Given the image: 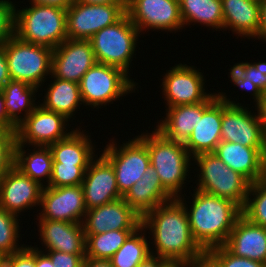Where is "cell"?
<instances>
[{
	"label": "cell",
	"instance_id": "21",
	"mask_svg": "<svg viewBox=\"0 0 266 267\" xmlns=\"http://www.w3.org/2000/svg\"><path fill=\"white\" fill-rule=\"evenodd\" d=\"M38 221V222H37ZM40 251H59L69 254H85V234L81 223L37 219ZM45 248V249H44Z\"/></svg>",
	"mask_w": 266,
	"mask_h": 267
},
{
	"label": "cell",
	"instance_id": "15",
	"mask_svg": "<svg viewBox=\"0 0 266 267\" xmlns=\"http://www.w3.org/2000/svg\"><path fill=\"white\" fill-rule=\"evenodd\" d=\"M38 208L35 219L82 224L87 211L82 186L43 187Z\"/></svg>",
	"mask_w": 266,
	"mask_h": 267
},
{
	"label": "cell",
	"instance_id": "51",
	"mask_svg": "<svg viewBox=\"0 0 266 267\" xmlns=\"http://www.w3.org/2000/svg\"><path fill=\"white\" fill-rule=\"evenodd\" d=\"M75 2L90 5L126 4V0H75Z\"/></svg>",
	"mask_w": 266,
	"mask_h": 267
},
{
	"label": "cell",
	"instance_id": "52",
	"mask_svg": "<svg viewBox=\"0 0 266 267\" xmlns=\"http://www.w3.org/2000/svg\"><path fill=\"white\" fill-rule=\"evenodd\" d=\"M263 179L266 180V144H265V151L263 156Z\"/></svg>",
	"mask_w": 266,
	"mask_h": 267
},
{
	"label": "cell",
	"instance_id": "50",
	"mask_svg": "<svg viewBox=\"0 0 266 267\" xmlns=\"http://www.w3.org/2000/svg\"><path fill=\"white\" fill-rule=\"evenodd\" d=\"M169 262L158 256L150 255L138 267H165Z\"/></svg>",
	"mask_w": 266,
	"mask_h": 267
},
{
	"label": "cell",
	"instance_id": "9",
	"mask_svg": "<svg viewBox=\"0 0 266 267\" xmlns=\"http://www.w3.org/2000/svg\"><path fill=\"white\" fill-rule=\"evenodd\" d=\"M116 140L114 137L110 139L99 152L113 166L119 192L124 196L149 167L150 155L147 145L137 135L121 145Z\"/></svg>",
	"mask_w": 266,
	"mask_h": 267
},
{
	"label": "cell",
	"instance_id": "54",
	"mask_svg": "<svg viewBox=\"0 0 266 267\" xmlns=\"http://www.w3.org/2000/svg\"><path fill=\"white\" fill-rule=\"evenodd\" d=\"M191 267H212L206 260L196 263L195 265Z\"/></svg>",
	"mask_w": 266,
	"mask_h": 267
},
{
	"label": "cell",
	"instance_id": "16",
	"mask_svg": "<svg viewBox=\"0 0 266 267\" xmlns=\"http://www.w3.org/2000/svg\"><path fill=\"white\" fill-rule=\"evenodd\" d=\"M222 93L213 92L204 102L198 103V122L184 143L192 157L214 152L221 142Z\"/></svg>",
	"mask_w": 266,
	"mask_h": 267
},
{
	"label": "cell",
	"instance_id": "13",
	"mask_svg": "<svg viewBox=\"0 0 266 267\" xmlns=\"http://www.w3.org/2000/svg\"><path fill=\"white\" fill-rule=\"evenodd\" d=\"M64 115L38 105L16 129L18 144L31 146H49L66 138L74 128Z\"/></svg>",
	"mask_w": 266,
	"mask_h": 267
},
{
	"label": "cell",
	"instance_id": "17",
	"mask_svg": "<svg viewBox=\"0 0 266 267\" xmlns=\"http://www.w3.org/2000/svg\"><path fill=\"white\" fill-rule=\"evenodd\" d=\"M96 63L90 40L67 38L53 49L51 75L79 84L84 74Z\"/></svg>",
	"mask_w": 266,
	"mask_h": 267
},
{
	"label": "cell",
	"instance_id": "33",
	"mask_svg": "<svg viewBox=\"0 0 266 267\" xmlns=\"http://www.w3.org/2000/svg\"><path fill=\"white\" fill-rule=\"evenodd\" d=\"M147 230L141 226L133 232L109 259L113 267H138L150 255V241Z\"/></svg>",
	"mask_w": 266,
	"mask_h": 267
},
{
	"label": "cell",
	"instance_id": "45",
	"mask_svg": "<svg viewBox=\"0 0 266 267\" xmlns=\"http://www.w3.org/2000/svg\"><path fill=\"white\" fill-rule=\"evenodd\" d=\"M11 80L7 59L4 51V44L0 45V91Z\"/></svg>",
	"mask_w": 266,
	"mask_h": 267
},
{
	"label": "cell",
	"instance_id": "19",
	"mask_svg": "<svg viewBox=\"0 0 266 267\" xmlns=\"http://www.w3.org/2000/svg\"><path fill=\"white\" fill-rule=\"evenodd\" d=\"M42 190L43 186L14 166L0 180V207L19 217L40 206Z\"/></svg>",
	"mask_w": 266,
	"mask_h": 267
},
{
	"label": "cell",
	"instance_id": "40",
	"mask_svg": "<svg viewBox=\"0 0 266 267\" xmlns=\"http://www.w3.org/2000/svg\"><path fill=\"white\" fill-rule=\"evenodd\" d=\"M15 3L12 0H0V45L14 35Z\"/></svg>",
	"mask_w": 266,
	"mask_h": 267
},
{
	"label": "cell",
	"instance_id": "5",
	"mask_svg": "<svg viewBox=\"0 0 266 267\" xmlns=\"http://www.w3.org/2000/svg\"><path fill=\"white\" fill-rule=\"evenodd\" d=\"M192 160L193 174L197 172L194 176V178L197 177L194 182L197 183V187L193 188L231 200L241 209L244 208L251 186V182L247 178L229 168L213 152L195 155ZM195 165L197 166L195 167Z\"/></svg>",
	"mask_w": 266,
	"mask_h": 267
},
{
	"label": "cell",
	"instance_id": "29",
	"mask_svg": "<svg viewBox=\"0 0 266 267\" xmlns=\"http://www.w3.org/2000/svg\"><path fill=\"white\" fill-rule=\"evenodd\" d=\"M164 114L154 128L169 140L185 143L198 122V103L167 107Z\"/></svg>",
	"mask_w": 266,
	"mask_h": 267
},
{
	"label": "cell",
	"instance_id": "7",
	"mask_svg": "<svg viewBox=\"0 0 266 267\" xmlns=\"http://www.w3.org/2000/svg\"><path fill=\"white\" fill-rule=\"evenodd\" d=\"M135 79L121 68L96 63L82 77L79 86L85 109H101L139 91ZM137 86V87H136ZM121 97V98H120ZM108 104V105H107ZM102 106V107H101Z\"/></svg>",
	"mask_w": 266,
	"mask_h": 267
},
{
	"label": "cell",
	"instance_id": "44",
	"mask_svg": "<svg viewBox=\"0 0 266 267\" xmlns=\"http://www.w3.org/2000/svg\"><path fill=\"white\" fill-rule=\"evenodd\" d=\"M260 21L257 35L253 38L266 44V0H259Z\"/></svg>",
	"mask_w": 266,
	"mask_h": 267
},
{
	"label": "cell",
	"instance_id": "28",
	"mask_svg": "<svg viewBox=\"0 0 266 267\" xmlns=\"http://www.w3.org/2000/svg\"><path fill=\"white\" fill-rule=\"evenodd\" d=\"M31 149L16 142L14 166L41 186L47 187L52 176L51 150L49 146H32Z\"/></svg>",
	"mask_w": 266,
	"mask_h": 267
},
{
	"label": "cell",
	"instance_id": "4",
	"mask_svg": "<svg viewBox=\"0 0 266 267\" xmlns=\"http://www.w3.org/2000/svg\"><path fill=\"white\" fill-rule=\"evenodd\" d=\"M18 4L14 7V35L19 39L52 49L67 39V10L32 4L21 7Z\"/></svg>",
	"mask_w": 266,
	"mask_h": 267
},
{
	"label": "cell",
	"instance_id": "34",
	"mask_svg": "<svg viewBox=\"0 0 266 267\" xmlns=\"http://www.w3.org/2000/svg\"><path fill=\"white\" fill-rule=\"evenodd\" d=\"M136 230H110L102 234H85L86 257L110 259Z\"/></svg>",
	"mask_w": 266,
	"mask_h": 267
},
{
	"label": "cell",
	"instance_id": "31",
	"mask_svg": "<svg viewBox=\"0 0 266 267\" xmlns=\"http://www.w3.org/2000/svg\"><path fill=\"white\" fill-rule=\"evenodd\" d=\"M179 4L184 28L198 24L196 26L212 28L213 32L223 30L221 0H179Z\"/></svg>",
	"mask_w": 266,
	"mask_h": 267
},
{
	"label": "cell",
	"instance_id": "27",
	"mask_svg": "<svg viewBox=\"0 0 266 267\" xmlns=\"http://www.w3.org/2000/svg\"><path fill=\"white\" fill-rule=\"evenodd\" d=\"M81 127L82 126H77L66 138L49 145L53 162L64 164H90L98 155V149L91 138V133L89 135V131ZM96 151L97 154H95Z\"/></svg>",
	"mask_w": 266,
	"mask_h": 267
},
{
	"label": "cell",
	"instance_id": "8",
	"mask_svg": "<svg viewBox=\"0 0 266 267\" xmlns=\"http://www.w3.org/2000/svg\"><path fill=\"white\" fill-rule=\"evenodd\" d=\"M4 51L11 80L24 81L43 92L44 83L51 76L53 49L13 35L4 43Z\"/></svg>",
	"mask_w": 266,
	"mask_h": 267
},
{
	"label": "cell",
	"instance_id": "47",
	"mask_svg": "<svg viewBox=\"0 0 266 267\" xmlns=\"http://www.w3.org/2000/svg\"><path fill=\"white\" fill-rule=\"evenodd\" d=\"M27 2L32 5L52 6L67 10L75 3V0H28Z\"/></svg>",
	"mask_w": 266,
	"mask_h": 267
},
{
	"label": "cell",
	"instance_id": "6",
	"mask_svg": "<svg viewBox=\"0 0 266 267\" xmlns=\"http://www.w3.org/2000/svg\"><path fill=\"white\" fill-rule=\"evenodd\" d=\"M140 31L125 13L116 23L109 25L90 39L97 63L121 68L131 75L133 58L141 37ZM130 68V69H129Z\"/></svg>",
	"mask_w": 266,
	"mask_h": 267
},
{
	"label": "cell",
	"instance_id": "26",
	"mask_svg": "<svg viewBox=\"0 0 266 267\" xmlns=\"http://www.w3.org/2000/svg\"><path fill=\"white\" fill-rule=\"evenodd\" d=\"M50 78V84L45 83L47 87L43 89L45 93H41L42 95L44 94V97H41L43 102L41 101L39 104L47 110L64 115L73 122L76 118V112L80 111V106L83 105L84 107L79 84L73 81L54 78L52 75Z\"/></svg>",
	"mask_w": 266,
	"mask_h": 267
},
{
	"label": "cell",
	"instance_id": "14",
	"mask_svg": "<svg viewBox=\"0 0 266 267\" xmlns=\"http://www.w3.org/2000/svg\"><path fill=\"white\" fill-rule=\"evenodd\" d=\"M126 13V4L74 3L67 9V38L90 40L101 29L116 23Z\"/></svg>",
	"mask_w": 266,
	"mask_h": 267
},
{
	"label": "cell",
	"instance_id": "41",
	"mask_svg": "<svg viewBox=\"0 0 266 267\" xmlns=\"http://www.w3.org/2000/svg\"><path fill=\"white\" fill-rule=\"evenodd\" d=\"M5 267H35V247L27 244L21 250L7 255Z\"/></svg>",
	"mask_w": 266,
	"mask_h": 267
},
{
	"label": "cell",
	"instance_id": "36",
	"mask_svg": "<svg viewBox=\"0 0 266 267\" xmlns=\"http://www.w3.org/2000/svg\"><path fill=\"white\" fill-rule=\"evenodd\" d=\"M242 215L251 223L266 227V180L251 183Z\"/></svg>",
	"mask_w": 266,
	"mask_h": 267
},
{
	"label": "cell",
	"instance_id": "49",
	"mask_svg": "<svg viewBox=\"0 0 266 267\" xmlns=\"http://www.w3.org/2000/svg\"><path fill=\"white\" fill-rule=\"evenodd\" d=\"M82 267H113L109 259H95L86 257L83 260Z\"/></svg>",
	"mask_w": 266,
	"mask_h": 267
},
{
	"label": "cell",
	"instance_id": "11",
	"mask_svg": "<svg viewBox=\"0 0 266 267\" xmlns=\"http://www.w3.org/2000/svg\"><path fill=\"white\" fill-rule=\"evenodd\" d=\"M222 93L221 141L239 143L248 147H265L258 112L246 103L230 99ZM230 97V98H229ZM249 107V108H248ZM257 113V114H256Z\"/></svg>",
	"mask_w": 266,
	"mask_h": 267
},
{
	"label": "cell",
	"instance_id": "30",
	"mask_svg": "<svg viewBox=\"0 0 266 267\" xmlns=\"http://www.w3.org/2000/svg\"><path fill=\"white\" fill-rule=\"evenodd\" d=\"M38 87L24 81L10 80L1 90L5 99L8 118L18 126L39 105Z\"/></svg>",
	"mask_w": 266,
	"mask_h": 267
},
{
	"label": "cell",
	"instance_id": "43",
	"mask_svg": "<svg viewBox=\"0 0 266 267\" xmlns=\"http://www.w3.org/2000/svg\"><path fill=\"white\" fill-rule=\"evenodd\" d=\"M253 104L255 106V111L258 112L260 118L262 136L264 143L266 144V95L256 98L253 101Z\"/></svg>",
	"mask_w": 266,
	"mask_h": 267
},
{
	"label": "cell",
	"instance_id": "37",
	"mask_svg": "<svg viewBox=\"0 0 266 267\" xmlns=\"http://www.w3.org/2000/svg\"><path fill=\"white\" fill-rule=\"evenodd\" d=\"M89 164H64L53 162L52 176L48 186L66 187L83 183Z\"/></svg>",
	"mask_w": 266,
	"mask_h": 267
},
{
	"label": "cell",
	"instance_id": "39",
	"mask_svg": "<svg viewBox=\"0 0 266 267\" xmlns=\"http://www.w3.org/2000/svg\"><path fill=\"white\" fill-rule=\"evenodd\" d=\"M16 130L0 128V180L14 167Z\"/></svg>",
	"mask_w": 266,
	"mask_h": 267
},
{
	"label": "cell",
	"instance_id": "48",
	"mask_svg": "<svg viewBox=\"0 0 266 267\" xmlns=\"http://www.w3.org/2000/svg\"><path fill=\"white\" fill-rule=\"evenodd\" d=\"M35 267H54V265L45 252L35 248Z\"/></svg>",
	"mask_w": 266,
	"mask_h": 267
},
{
	"label": "cell",
	"instance_id": "1",
	"mask_svg": "<svg viewBox=\"0 0 266 267\" xmlns=\"http://www.w3.org/2000/svg\"><path fill=\"white\" fill-rule=\"evenodd\" d=\"M142 226L151 240V255L186 267L205 260L206 252L194 240L186 209L177 198L147 212Z\"/></svg>",
	"mask_w": 266,
	"mask_h": 267
},
{
	"label": "cell",
	"instance_id": "53",
	"mask_svg": "<svg viewBox=\"0 0 266 267\" xmlns=\"http://www.w3.org/2000/svg\"><path fill=\"white\" fill-rule=\"evenodd\" d=\"M6 256L3 252L0 251V267H5L6 265Z\"/></svg>",
	"mask_w": 266,
	"mask_h": 267
},
{
	"label": "cell",
	"instance_id": "42",
	"mask_svg": "<svg viewBox=\"0 0 266 267\" xmlns=\"http://www.w3.org/2000/svg\"><path fill=\"white\" fill-rule=\"evenodd\" d=\"M51 259L54 267H82L86 254H69L59 251H43Z\"/></svg>",
	"mask_w": 266,
	"mask_h": 267
},
{
	"label": "cell",
	"instance_id": "10",
	"mask_svg": "<svg viewBox=\"0 0 266 267\" xmlns=\"http://www.w3.org/2000/svg\"><path fill=\"white\" fill-rule=\"evenodd\" d=\"M183 62L169 67L162 75L160 89L165 108L204 102L214 91H207L204 71ZM206 86V87H205ZM162 87V88H161Z\"/></svg>",
	"mask_w": 266,
	"mask_h": 267
},
{
	"label": "cell",
	"instance_id": "38",
	"mask_svg": "<svg viewBox=\"0 0 266 267\" xmlns=\"http://www.w3.org/2000/svg\"><path fill=\"white\" fill-rule=\"evenodd\" d=\"M205 260L212 267H266V264L260 261L237 257L224 246H217L207 250Z\"/></svg>",
	"mask_w": 266,
	"mask_h": 267
},
{
	"label": "cell",
	"instance_id": "18",
	"mask_svg": "<svg viewBox=\"0 0 266 267\" xmlns=\"http://www.w3.org/2000/svg\"><path fill=\"white\" fill-rule=\"evenodd\" d=\"M82 225L84 234L137 230L142 226V217L122 197L87 210Z\"/></svg>",
	"mask_w": 266,
	"mask_h": 267
},
{
	"label": "cell",
	"instance_id": "55",
	"mask_svg": "<svg viewBox=\"0 0 266 267\" xmlns=\"http://www.w3.org/2000/svg\"><path fill=\"white\" fill-rule=\"evenodd\" d=\"M165 267H186V266L179 263H168Z\"/></svg>",
	"mask_w": 266,
	"mask_h": 267
},
{
	"label": "cell",
	"instance_id": "35",
	"mask_svg": "<svg viewBox=\"0 0 266 267\" xmlns=\"http://www.w3.org/2000/svg\"><path fill=\"white\" fill-rule=\"evenodd\" d=\"M20 220L22 219L18 216L0 207V251L5 255H11L26 245L19 241L22 239Z\"/></svg>",
	"mask_w": 266,
	"mask_h": 267
},
{
	"label": "cell",
	"instance_id": "24",
	"mask_svg": "<svg viewBox=\"0 0 266 267\" xmlns=\"http://www.w3.org/2000/svg\"><path fill=\"white\" fill-rule=\"evenodd\" d=\"M224 31L240 39H252L257 35L260 21L259 0H221Z\"/></svg>",
	"mask_w": 266,
	"mask_h": 267
},
{
	"label": "cell",
	"instance_id": "20",
	"mask_svg": "<svg viewBox=\"0 0 266 267\" xmlns=\"http://www.w3.org/2000/svg\"><path fill=\"white\" fill-rule=\"evenodd\" d=\"M81 186L87 210L123 197L113 166L100 152L89 164Z\"/></svg>",
	"mask_w": 266,
	"mask_h": 267
},
{
	"label": "cell",
	"instance_id": "12",
	"mask_svg": "<svg viewBox=\"0 0 266 267\" xmlns=\"http://www.w3.org/2000/svg\"><path fill=\"white\" fill-rule=\"evenodd\" d=\"M126 13L141 35L149 31L182 32L179 0H126Z\"/></svg>",
	"mask_w": 266,
	"mask_h": 267
},
{
	"label": "cell",
	"instance_id": "3",
	"mask_svg": "<svg viewBox=\"0 0 266 267\" xmlns=\"http://www.w3.org/2000/svg\"><path fill=\"white\" fill-rule=\"evenodd\" d=\"M153 129L151 133L145 130L146 132H141L137 136L147 145L150 164L158 173L163 188L173 198H178L183 195L182 191L187 189L185 184L191 182L187 179L191 177L193 157L184 143L169 140Z\"/></svg>",
	"mask_w": 266,
	"mask_h": 267
},
{
	"label": "cell",
	"instance_id": "22",
	"mask_svg": "<svg viewBox=\"0 0 266 267\" xmlns=\"http://www.w3.org/2000/svg\"><path fill=\"white\" fill-rule=\"evenodd\" d=\"M223 246L237 257L266 264V227L251 223L241 215Z\"/></svg>",
	"mask_w": 266,
	"mask_h": 267
},
{
	"label": "cell",
	"instance_id": "46",
	"mask_svg": "<svg viewBox=\"0 0 266 267\" xmlns=\"http://www.w3.org/2000/svg\"><path fill=\"white\" fill-rule=\"evenodd\" d=\"M0 128L7 130H16L17 126L8 118L5 99L0 91Z\"/></svg>",
	"mask_w": 266,
	"mask_h": 267
},
{
	"label": "cell",
	"instance_id": "25",
	"mask_svg": "<svg viewBox=\"0 0 266 267\" xmlns=\"http://www.w3.org/2000/svg\"><path fill=\"white\" fill-rule=\"evenodd\" d=\"M123 198L141 217L155 207L174 199L163 188L159 175L151 164Z\"/></svg>",
	"mask_w": 266,
	"mask_h": 267
},
{
	"label": "cell",
	"instance_id": "23",
	"mask_svg": "<svg viewBox=\"0 0 266 267\" xmlns=\"http://www.w3.org/2000/svg\"><path fill=\"white\" fill-rule=\"evenodd\" d=\"M265 147H248L239 143L221 141L215 153L229 168L239 172L251 183L263 179Z\"/></svg>",
	"mask_w": 266,
	"mask_h": 267
},
{
	"label": "cell",
	"instance_id": "32",
	"mask_svg": "<svg viewBox=\"0 0 266 267\" xmlns=\"http://www.w3.org/2000/svg\"><path fill=\"white\" fill-rule=\"evenodd\" d=\"M230 83L249 92L252 101L266 95V62H238L228 69Z\"/></svg>",
	"mask_w": 266,
	"mask_h": 267
},
{
	"label": "cell",
	"instance_id": "2",
	"mask_svg": "<svg viewBox=\"0 0 266 267\" xmlns=\"http://www.w3.org/2000/svg\"><path fill=\"white\" fill-rule=\"evenodd\" d=\"M190 194V201L189 198L186 201L185 193L177 199L186 209L194 240L205 252L210 248L223 246L237 219L242 215V209L231 200L197 189H193V194Z\"/></svg>",
	"mask_w": 266,
	"mask_h": 267
}]
</instances>
